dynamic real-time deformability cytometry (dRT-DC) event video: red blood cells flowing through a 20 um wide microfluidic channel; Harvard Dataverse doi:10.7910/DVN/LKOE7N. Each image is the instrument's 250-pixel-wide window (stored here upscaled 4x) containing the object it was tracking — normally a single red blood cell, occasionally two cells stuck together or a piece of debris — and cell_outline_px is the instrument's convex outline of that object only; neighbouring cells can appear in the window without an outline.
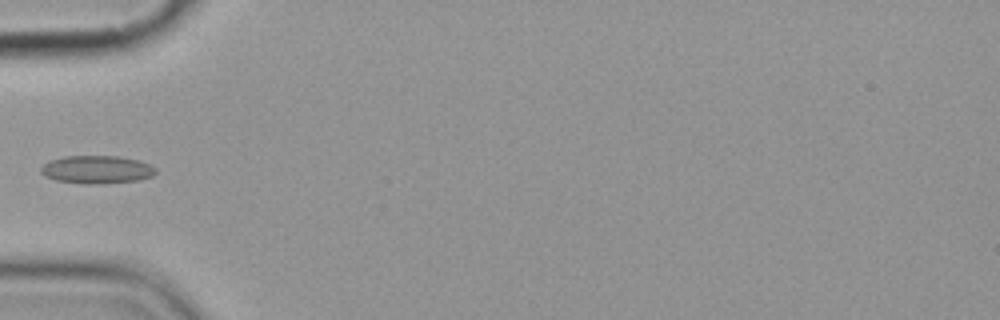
{"species": "common noctule bat (a hibernating species)", "species_latin": "Nyctalus noctula", "temperature_condition": "cold", "stored_images_in_passage": 7, "camera_frame_rate_fps": 3000, "um_per_image_px": 0.085, "animal": {"sex": "female", "body_mass_g": 19.9}, "frame": {"image": 1, "passage_image": 4, "time_ms": 4.333, "image_size_px": [1000, 320], "cell_outline_px": [[156, 172], [152, 176], [140, 180], [96, 184], [88, 184], [56, 180], [44, 176], [40, 172], [40, 168], [44, 164], [52, 160], [64, 156], [116, 156], [136, 160], [148, 164], [156, 168]], "centroid_in_image_um": [8.21, 14.42], "position_along_channel_um": 76.8, "area_um2": 18.55}}
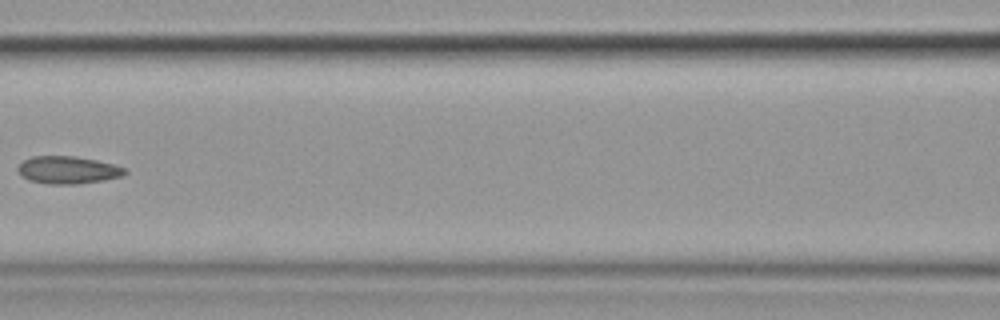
{"frame": {"image": 2, "passage_image": 6, "time_ms": 6.667, "image_size_px": [1000, 320], "cell_outline_px": [[128, 172], [124, 176], [104, 180], [76, 184], [48, 184], [28, 180], [16, 168], [24, 160], [32, 156], [76, 156], [96, 160], [112, 164], [124, 168]], "centroid_in_image_um": [5.79, 14.45], "position_along_channel_um": 160.8, "area_um2": 17.11}}
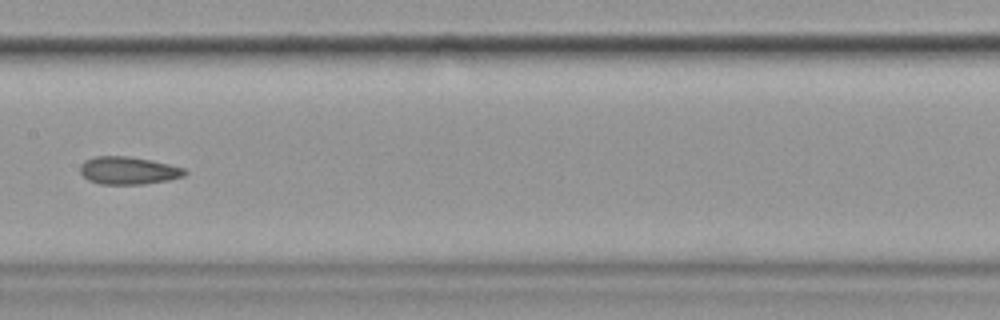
{"frame": {"image": 3, "passage_image": 7, "time_ms": 7.667, "image_size_px": [1000, 320], "cell_outline_px": [[188, 172], [184, 176], [168, 180], [144, 184], [100, 184], [88, 180], [80, 172], [80, 164], [84, 160], [96, 156], [128, 156], [152, 160], [184, 168]], "centroid_in_image_um": [10.9, 14.49], "position_along_channel_um": 196.5, "area_um2": 16.94}}